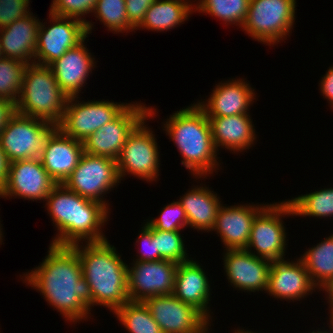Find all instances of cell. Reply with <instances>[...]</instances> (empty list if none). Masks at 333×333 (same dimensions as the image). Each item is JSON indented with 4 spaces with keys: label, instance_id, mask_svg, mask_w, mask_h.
I'll list each match as a JSON object with an SVG mask.
<instances>
[{
    "label": "cell",
    "instance_id": "1",
    "mask_svg": "<svg viewBox=\"0 0 333 333\" xmlns=\"http://www.w3.org/2000/svg\"><path fill=\"white\" fill-rule=\"evenodd\" d=\"M42 263L22 276L65 320L77 324L91 315L93 296L72 246L49 245ZM90 314V315H89Z\"/></svg>",
    "mask_w": 333,
    "mask_h": 333
},
{
    "label": "cell",
    "instance_id": "2",
    "mask_svg": "<svg viewBox=\"0 0 333 333\" xmlns=\"http://www.w3.org/2000/svg\"><path fill=\"white\" fill-rule=\"evenodd\" d=\"M45 201V207L58 232L51 244L72 246L84 241L90 243L108 239L102 228L111 212L105 205L84 198L63 184H57Z\"/></svg>",
    "mask_w": 333,
    "mask_h": 333
},
{
    "label": "cell",
    "instance_id": "3",
    "mask_svg": "<svg viewBox=\"0 0 333 333\" xmlns=\"http://www.w3.org/2000/svg\"><path fill=\"white\" fill-rule=\"evenodd\" d=\"M81 244V245H80ZM86 244V245H85ZM82 266L93 296V307L104 306L114 312L128 297V264L109 240L72 245Z\"/></svg>",
    "mask_w": 333,
    "mask_h": 333
},
{
    "label": "cell",
    "instance_id": "4",
    "mask_svg": "<svg viewBox=\"0 0 333 333\" xmlns=\"http://www.w3.org/2000/svg\"><path fill=\"white\" fill-rule=\"evenodd\" d=\"M165 120L163 130L180 152L181 165L194 178L206 179L219 170V153L213 142L209 119L195 102Z\"/></svg>",
    "mask_w": 333,
    "mask_h": 333
},
{
    "label": "cell",
    "instance_id": "5",
    "mask_svg": "<svg viewBox=\"0 0 333 333\" xmlns=\"http://www.w3.org/2000/svg\"><path fill=\"white\" fill-rule=\"evenodd\" d=\"M68 96L58 85L49 66L26 65L19 99L15 104L17 113L47 121L58 126L63 119Z\"/></svg>",
    "mask_w": 333,
    "mask_h": 333
},
{
    "label": "cell",
    "instance_id": "6",
    "mask_svg": "<svg viewBox=\"0 0 333 333\" xmlns=\"http://www.w3.org/2000/svg\"><path fill=\"white\" fill-rule=\"evenodd\" d=\"M296 0H250L243 31L268 46L286 40L295 22Z\"/></svg>",
    "mask_w": 333,
    "mask_h": 333
},
{
    "label": "cell",
    "instance_id": "7",
    "mask_svg": "<svg viewBox=\"0 0 333 333\" xmlns=\"http://www.w3.org/2000/svg\"><path fill=\"white\" fill-rule=\"evenodd\" d=\"M156 112L157 109L150 106L149 116L130 133L123 145L116 159L120 181L128 174L149 183L157 181L160 175V150L155 133L146 124L150 118L154 119Z\"/></svg>",
    "mask_w": 333,
    "mask_h": 333
},
{
    "label": "cell",
    "instance_id": "8",
    "mask_svg": "<svg viewBox=\"0 0 333 333\" xmlns=\"http://www.w3.org/2000/svg\"><path fill=\"white\" fill-rule=\"evenodd\" d=\"M286 215L294 216L288 200L267 203L255 216L246 250L271 262L285 259L288 237L282 217Z\"/></svg>",
    "mask_w": 333,
    "mask_h": 333
},
{
    "label": "cell",
    "instance_id": "9",
    "mask_svg": "<svg viewBox=\"0 0 333 333\" xmlns=\"http://www.w3.org/2000/svg\"><path fill=\"white\" fill-rule=\"evenodd\" d=\"M56 128L47 121L15 112L0 132V144L10 162L39 158Z\"/></svg>",
    "mask_w": 333,
    "mask_h": 333
},
{
    "label": "cell",
    "instance_id": "10",
    "mask_svg": "<svg viewBox=\"0 0 333 333\" xmlns=\"http://www.w3.org/2000/svg\"><path fill=\"white\" fill-rule=\"evenodd\" d=\"M121 183L115 159L83 153L63 185L80 196L97 201L109 210L106 194Z\"/></svg>",
    "mask_w": 333,
    "mask_h": 333
},
{
    "label": "cell",
    "instance_id": "11",
    "mask_svg": "<svg viewBox=\"0 0 333 333\" xmlns=\"http://www.w3.org/2000/svg\"><path fill=\"white\" fill-rule=\"evenodd\" d=\"M68 97L63 119L57 126L65 135L80 142L86 140L104 124L114 120L130 103L109 100L79 101ZM78 99V100H77Z\"/></svg>",
    "mask_w": 333,
    "mask_h": 333
},
{
    "label": "cell",
    "instance_id": "12",
    "mask_svg": "<svg viewBox=\"0 0 333 333\" xmlns=\"http://www.w3.org/2000/svg\"><path fill=\"white\" fill-rule=\"evenodd\" d=\"M145 105L130 102L114 120L83 141L84 152L116 160L130 133L149 116V106Z\"/></svg>",
    "mask_w": 333,
    "mask_h": 333
},
{
    "label": "cell",
    "instance_id": "13",
    "mask_svg": "<svg viewBox=\"0 0 333 333\" xmlns=\"http://www.w3.org/2000/svg\"><path fill=\"white\" fill-rule=\"evenodd\" d=\"M50 25L40 23L34 63L49 66L88 38L86 24L74 18L62 17L49 12Z\"/></svg>",
    "mask_w": 333,
    "mask_h": 333
},
{
    "label": "cell",
    "instance_id": "14",
    "mask_svg": "<svg viewBox=\"0 0 333 333\" xmlns=\"http://www.w3.org/2000/svg\"><path fill=\"white\" fill-rule=\"evenodd\" d=\"M127 267L128 297L131 302L173 293L178 263L170 260L133 261Z\"/></svg>",
    "mask_w": 333,
    "mask_h": 333
},
{
    "label": "cell",
    "instance_id": "15",
    "mask_svg": "<svg viewBox=\"0 0 333 333\" xmlns=\"http://www.w3.org/2000/svg\"><path fill=\"white\" fill-rule=\"evenodd\" d=\"M57 183L51 178L40 158L10 162L5 185L0 189L1 198H22L45 202Z\"/></svg>",
    "mask_w": 333,
    "mask_h": 333
},
{
    "label": "cell",
    "instance_id": "16",
    "mask_svg": "<svg viewBox=\"0 0 333 333\" xmlns=\"http://www.w3.org/2000/svg\"><path fill=\"white\" fill-rule=\"evenodd\" d=\"M143 303L163 333H198L210 322L195 307L173 294L150 297Z\"/></svg>",
    "mask_w": 333,
    "mask_h": 333
},
{
    "label": "cell",
    "instance_id": "17",
    "mask_svg": "<svg viewBox=\"0 0 333 333\" xmlns=\"http://www.w3.org/2000/svg\"><path fill=\"white\" fill-rule=\"evenodd\" d=\"M222 260L228 283L232 287L244 292L266 293L270 260L259 258L246 249H224Z\"/></svg>",
    "mask_w": 333,
    "mask_h": 333
},
{
    "label": "cell",
    "instance_id": "18",
    "mask_svg": "<svg viewBox=\"0 0 333 333\" xmlns=\"http://www.w3.org/2000/svg\"><path fill=\"white\" fill-rule=\"evenodd\" d=\"M289 260L271 262L266 292L277 300L300 301L318 288L313 284L306 267L299 258L296 261Z\"/></svg>",
    "mask_w": 333,
    "mask_h": 333
},
{
    "label": "cell",
    "instance_id": "19",
    "mask_svg": "<svg viewBox=\"0 0 333 333\" xmlns=\"http://www.w3.org/2000/svg\"><path fill=\"white\" fill-rule=\"evenodd\" d=\"M245 80L239 77L218 83L208 99H201L196 104L205 112L206 117L250 114L249 107L254 103L256 94Z\"/></svg>",
    "mask_w": 333,
    "mask_h": 333
},
{
    "label": "cell",
    "instance_id": "20",
    "mask_svg": "<svg viewBox=\"0 0 333 333\" xmlns=\"http://www.w3.org/2000/svg\"><path fill=\"white\" fill-rule=\"evenodd\" d=\"M251 204H221L211 232L216 231L226 250L246 249L255 216L267 205Z\"/></svg>",
    "mask_w": 333,
    "mask_h": 333
},
{
    "label": "cell",
    "instance_id": "21",
    "mask_svg": "<svg viewBox=\"0 0 333 333\" xmlns=\"http://www.w3.org/2000/svg\"><path fill=\"white\" fill-rule=\"evenodd\" d=\"M84 44L85 39L49 65L58 85L68 97L79 96L89 73L96 68L95 57Z\"/></svg>",
    "mask_w": 333,
    "mask_h": 333
},
{
    "label": "cell",
    "instance_id": "22",
    "mask_svg": "<svg viewBox=\"0 0 333 333\" xmlns=\"http://www.w3.org/2000/svg\"><path fill=\"white\" fill-rule=\"evenodd\" d=\"M83 153V142L65 135L57 127L47 138L39 158L51 178L57 184H63L78 165Z\"/></svg>",
    "mask_w": 333,
    "mask_h": 333
},
{
    "label": "cell",
    "instance_id": "23",
    "mask_svg": "<svg viewBox=\"0 0 333 333\" xmlns=\"http://www.w3.org/2000/svg\"><path fill=\"white\" fill-rule=\"evenodd\" d=\"M193 258L189 261L179 263L176 269L175 285L173 295L182 302L195 307L209 321H212L210 315V295L211 285L205 270ZM210 310V311H209Z\"/></svg>",
    "mask_w": 333,
    "mask_h": 333
},
{
    "label": "cell",
    "instance_id": "24",
    "mask_svg": "<svg viewBox=\"0 0 333 333\" xmlns=\"http://www.w3.org/2000/svg\"><path fill=\"white\" fill-rule=\"evenodd\" d=\"M40 23L39 18L37 19L32 12L0 29L3 57L20 61L26 65L33 64Z\"/></svg>",
    "mask_w": 333,
    "mask_h": 333
},
{
    "label": "cell",
    "instance_id": "25",
    "mask_svg": "<svg viewBox=\"0 0 333 333\" xmlns=\"http://www.w3.org/2000/svg\"><path fill=\"white\" fill-rule=\"evenodd\" d=\"M214 145L226 148L231 153L243 152L256 143L257 134L249 114H237L224 117H207ZM233 151V152H232Z\"/></svg>",
    "mask_w": 333,
    "mask_h": 333
},
{
    "label": "cell",
    "instance_id": "26",
    "mask_svg": "<svg viewBox=\"0 0 333 333\" xmlns=\"http://www.w3.org/2000/svg\"><path fill=\"white\" fill-rule=\"evenodd\" d=\"M178 201L185 210L189 228L198 232L212 230L222 203L216 192L200 184L189 189Z\"/></svg>",
    "mask_w": 333,
    "mask_h": 333
},
{
    "label": "cell",
    "instance_id": "27",
    "mask_svg": "<svg viewBox=\"0 0 333 333\" xmlns=\"http://www.w3.org/2000/svg\"><path fill=\"white\" fill-rule=\"evenodd\" d=\"M194 9L181 0H156L145 13L144 20L135 29L164 32L183 24Z\"/></svg>",
    "mask_w": 333,
    "mask_h": 333
},
{
    "label": "cell",
    "instance_id": "28",
    "mask_svg": "<svg viewBox=\"0 0 333 333\" xmlns=\"http://www.w3.org/2000/svg\"><path fill=\"white\" fill-rule=\"evenodd\" d=\"M306 250L299 259L313 284L322 291L333 281V234Z\"/></svg>",
    "mask_w": 333,
    "mask_h": 333
},
{
    "label": "cell",
    "instance_id": "29",
    "mask_svg": "<svg viewBox=\"0 0 333 333\" xmlns=\"http://www.w3.org/2000/svg\"><path fill=\"white\" fill-rule=\"evenodd\" d=\"M292 206L294 216L309 218L333 217V188H324L319 191L301 194L288 200Z\"/></svg>",
    "mask_w": 333,
    "mask_h": 333
},
{
    "label": "cell",
    "instance_id": "30",
    "mask_svg": "<svg viewBox=\"0 0 333 333\" xmlns=\"http://www.w3.org/2000/svg\"><path fill=\"white\" fill-rule=\"evenodd\" d=\"M249 3L250 0H200L194 12L218 18L226 26L234 24L241 28L246 19Z\"/></svg>",
    "mask_w": 333,
    "mask_h": 333
},
{
    "label": "cell",
    "instance_id": "31",
    "mask_svg": "<svg viewBox=\"0 0 333 333\" xmlns=\"http://www.w3.org/2000/svg\"><path fill=\"white\" fill-rule=\"evenodd\" d=\"M129 333H163L143 302H127L113 312Z\"/></svg>",
    "mask_w": 333,
    "mask_h": 333
},
{
    "label": "cell",
    "instance_id": "32",
    "mask_svg": "<svg viewBox=\"0 0 333 333\" xmlns=\"http://www.w3.org/2000/svg\"><path fill=\"white\" fill-rule=\"evenodd\" d=\"M93 15L112 33H129L135 28L129 23L125 0H97Z\"/></svg>",
    "mask_w": 333,
    "mask_h": 333
},
{
    "label": "cell",
    "instance_id": "33",
    "mask_svg": "<svg viewBox=\"0 0 333 333\" xmlns=\"http://www.w3.org/2000/svg\"><path fill=\"white\" fill-rule=\"evenodd\" d=\"M25 67L26 64L14 59H0V98L17 103Z\"/></svg>",
    "mask_w": 333,
    "mask_h": 333
},
{
    "label": "cell",
    "instance_id": "34",
    "mask_svg": "<svg viewBox=\"0 0 333 333\" xmlns=\"http://www.w3.org/2000/svg\"><path fill=\"white\" fill-rule=\"evenodd\" d=\"M184 236L181 231H162L155 229V246L156 251L165 260L182 263L192 259L188 256L185 248Z\"/></svg>",
    "mask_w": 333,
    "mask_h": 333
},
{
    "label": "cell",
    "instance_id": "35",
    "mask_svg": "<svg viewBox=\"0 0 333 333\" xmlns=\"http://www.w3.org/2000/svg\"><path fill=\"white\" fill-rule=\"evenodd\" d=\"M96 2L97 0H52L49 12L82 21L86 24L87 35H89L92 33L94 26L92 22L85 19V15L87 16L90 13L92 15Z\"/></svg>",
    "mask_w": 333,
    "mask_h": 333
},
{
    "label": "cell",
    "instance_id": "36",
    "mask_svg": "<svg viewBox=\"0 0 333 333\" xmlns=\"http://www.w3.org/2000/svg\"><path fill=\"white\" fill-rule=\"evenodd\" d=\"M146 222L152 228L162 231H181V229L188 227L185 210L179 201L165 205L157 219L148 218Z\"/></svg>",
    "mask_w": 333,
    "mask_h": 333
},
{
    "label": "cell",
    "instance_id": "37",
    "mask_svg": "<svg viewBox=\"0 0 333 333\" xmlns=\"http://www.w3.org/2000/svg\"><path fill=\"white\" fill-rule=\"evenodd\" d=\"M145 223V224H144ZM143 223V227H141V231H139L138 238L136 239L135 245H143L138 248V255H136V259L133 261H158L162 260L163 258L160 256L158 251H156L155 246V228H152L147 222ZM142 244H141V243ZM138 243V244H137ZM141 248L143 250H141ZM141 250V251H139ZM141 253V254H140Z\"/></svg>",
    "mask_w": 333,
    "mask_h": 333
},
{
    "label": "cell",
    "instance_id": "38",
    "mask_svg": "<svg viewBox=\"0 0 333 333\" xmlns=\"http://www.w3.org/2000/svg\"><path fill=\"white\" fill-rule=\"evenodd\" d=\"M29 3L30 0H0V29L30 15Z\"/></svg>",
    "mask_w": 333,
    "mask_h": 333
},
{
    "label": "cell",
    "instance_id": "39",
    "mask_svg": "<svg viewBox=\"0 0 333 333\" xmlns=\"http://www.w3.org/2000/svg\"><path fill=\"white\" fill-rule=\"evenodd\" d=\"M156 0H125L129 23L136 29L144 20L145 13Z\"/></svg>",
    "mask_w": 333,
    "mask_h": 333
},
{
    "label": "cell",
    "instance_id": "40",
    "mask_svg": "<svg viewBox=\"0 0 333 333\" xmlns=\"http://www.w3.org/2000/svg\"><path fill=\"white\" fill-rule=\"evenodd\" d=\"M319 90L323 98H326L330 106L333 108V66L327 69L325 75H323L320 83Z\"/></svg>",
    "mask_w": 333,
    "mask_h": 333
},
{
    "label": "cell",
    "instance_id": "41",
    "mask_svg": "<svg viewBox=\"0 0 333 333\" xmlns=\"http://www.w3.org/2000/svg\"><path fill=\"white\" fill-rule=\"evenodd\" d=\"M16 112L15 104L4 98H0V132L6 126L9 118Z\"/></svg>",
    "mask_w": 333,
    "mask_h": 333
},
{
    "label": "cell",
    "instance_id": "42",
    "mask_svg": "<svg viewBox=\"0 0 333 333\" xmlns=\"http://www.w3.org/2000/svg\"><path fill=\"white\" fill-rule=\"evenodd\" d=\"M10 161L0 144V189L5 185L9 174Z\"/></svg>",
    "mask_w": 333,
    "mask_h": 333
},
{
    "label": "cell",
    "instance_id": "43",
    "mask_svg": "<svg viewBox=\"0 0 333 333\" xmlns=\"http://www.w3.org/2000/svg\"><path fill=\"white\" fill-rule=\"evenodd\" d=\"M322 291H325V294L327 295L325 298L327 301V304L329 305V318H333V281L328 285L326 286L325 289H323Z\"/></svg>",
    "mask_w": 333,
    "mask_h": 333
},
{
    "label": "cell",
    "instance_id": "44",
    "mask_svg": "<svg viewBox=\"0 0 333 333\" xmlns=\"http://www.w3.org/2000/svg\"><path fill=\"white\" fill-rule=\"evenodd\" d=\"M329 330L327 331V330H321L320 328H318L316 331L314 330V331H312L311 333H333V320L331 319V318H329ZM331 330V331H330Z\"/></svg>",
    "mask_w": 333,
    "mask_h": 333
},
{
    "label": "cell",
    "instance_id": "45",
    "mask_svg": "<svg viewBox=\"0 0 333 333\" xmlns=\"http://www.w3.org/2000/svg\"><path fill=\"white\" fill-rule=\"evenodd\" d=\"M181 1H183V2H186L188 5H190V7H192L193 9H195L198 5H199V3H200V0H192L193 2H194V4H193V2L191 1V0H181ZM195 1H197L196 2V4H195Z\"/></svg>",
    "mask_w": 333,
    "mask_h": 333
},
{
    "label": "cell",
    "instance_id": "46",
    "mask_svg": "<svg viewBox=\"0 0 333 333\" xmlns=\"http://www.w3.org/2000/svg\"><path fill=\"white\" fill-rule=\"evenodd\" d=\"M234 333H257V332H254V331H250V330H244V329H240V328H237V330L235 329L234 330Z\"/></svg>",
    "mask_w": 333,
    "mask_h": 333
},
{
    "label": "cell",
    "instance_id": "47",
    "mask_svg": "<svg viewBox=\"0 0 333 333\" xmlns=\"http://www.w3.org/2000/svg\"><path fill=\"white\" fill-rule=\"evenodd\" d=\"M211 322H209L205 327H203L198 333H209V326L211 327Z\"/></svg>",
    "mask_w": 333,
    "mask_h": 333
},
{
    "label": "cell",
    "instance_id": "48",
    "mask_svg": "<svg viewBox=\"0 0 333 333\" xmlns=\"http://www.w3.org/2000/svg\"><path fill=\"white\" fill-rule=\"evenodd\" d=\"M1 222V221H0ZM3 230H2V224L0 223V245L2 244V240H3V232H2Z\"/></svg>",
    "mask_w": 333,
    "mask_h": 333
},
{
    "label": "cell",
    "instance_id": "49",
    "mask_svg": "<svg viewBox=\"0 0 333 333\" xmlns=\"http://www.w3.org/2000/svg\"><path fill=\"white\" fill-rule=\"evenodd\" d=\"M3 57V54H2V49H1V42H0V59Z\"/></svg>",
    "mask_w": 333,
    "mask_h": 333
}]
</instances>
